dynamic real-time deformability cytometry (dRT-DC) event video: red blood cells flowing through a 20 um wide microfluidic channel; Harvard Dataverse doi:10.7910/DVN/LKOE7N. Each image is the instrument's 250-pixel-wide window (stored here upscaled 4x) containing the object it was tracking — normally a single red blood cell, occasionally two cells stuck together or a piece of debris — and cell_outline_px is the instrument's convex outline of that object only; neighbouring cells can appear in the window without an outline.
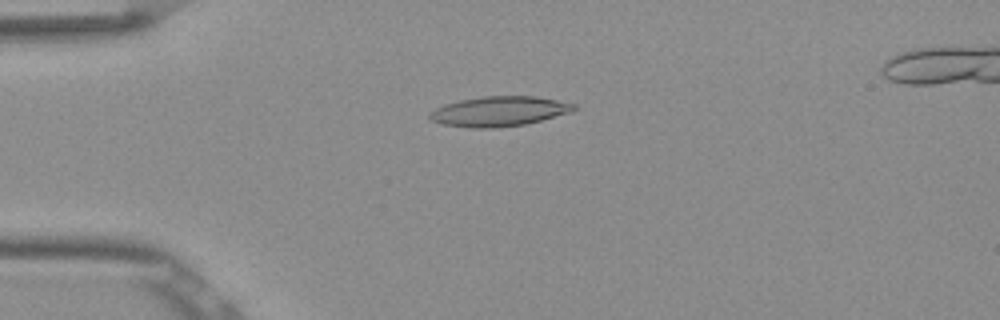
{"species": "Egyptian fruit bat (a non-hibernating species)", "species_latin": "Rousettus aegyptiacus", "temperature_condition": "room temperature", "stored_images_in_passage": 47, "segment_of_instrument_passage": [1, 2], "camera_frame_rate_fps": 3000, "um_per_image_px": 0.085, "frame": {"image": 1, "passage_image": 7, "time_ms": 2.0, "image_size_px": [1000, 320], "cell_outline_px": [[576, 108], [572, 112], [524, 124], [492, 128], [472, 128], [444, 124], [432, 120], [428, 116], [428, 112], [444, 104], [460, 100], [484, 96], [536, 96], [576, 104]], "centroid_in_image_um": [42.41, 9.45], "position_along_channel_um": 42.6, "area_um2": 24.97}}
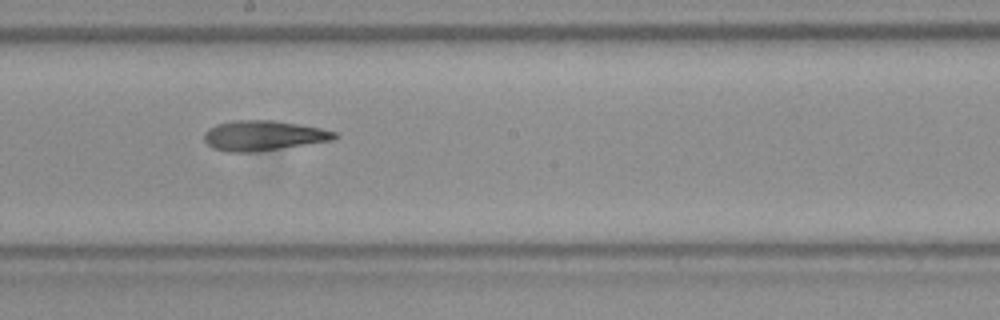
{"frame": {"image": 2, "passage_image": 23, "time_ms": 7.333, "image_size_px": [1000, 320], "cell_outline_px": [[340, 136], [332, 140], [256, 152], [224, 152], [212, 148], [204, 140], [204, 132], [208, 128], [216, 124], [232, 120], [276, 120], [320, 128], [336, 132]], "centroid_in_image_um": [22.35, 11.52], "position_along_channel_um": 225.9, "area_um2": 23.0}}
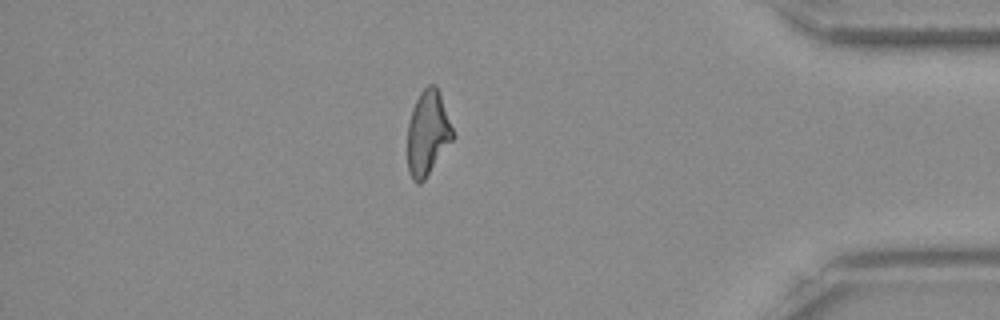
{"frame": {"image": 3, "passage_image": 39, "time_ms": 12.667, "image_size_px": [1000, 320], "cell_outline_px": [[456, 136], [424, 180], [420, 184], [416, 184], [412, 180], [408, 172], [408, 124], [412, 108], [420, 92], [428, 84], [436, 84], [440, 92]], "centroid_in_image_um": [36.37, 11.31], "position_along_channel_um": 398.8, "area_um2": 22.66}}